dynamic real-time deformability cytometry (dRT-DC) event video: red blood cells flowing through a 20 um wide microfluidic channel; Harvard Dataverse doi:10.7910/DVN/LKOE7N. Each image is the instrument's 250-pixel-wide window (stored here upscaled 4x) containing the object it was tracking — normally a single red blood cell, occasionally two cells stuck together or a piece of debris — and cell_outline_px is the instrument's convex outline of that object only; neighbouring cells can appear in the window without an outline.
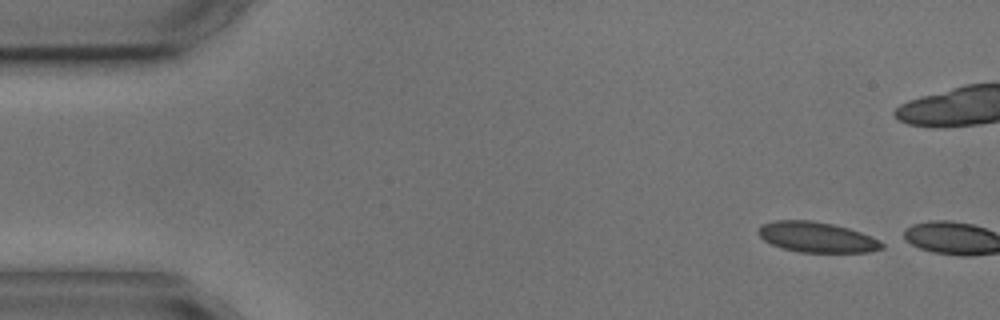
{"species": "common noctule bat (a hibernating species)", "species_latin": "Nyctalus noctula", "temperature_condition": "cold", "stored_images_in_passage": 2, "camera_frame_rate_fps": 3000, "um_per_image_px": 0.085, "animal": {"sex": "male", "body_mass_g": 17.9, "forearm_length_mm": 54.2}, "frame": {"image": 1, "passage_image": 1, "time_ms": 0.0, "image_size_px": [1000, 320], "cell_outline_px": [[884, 248], [868, 252], [800, 252], [784, 248], [772, 244], [764, 240], [756, 232], [760, 224], [776, 220], [812, 220], [832, 224], [848, 228], [860, 232], [884, 244]], "centroid_in_image_um": [69.37, 20.15], "position_along_channel_um": 15.6, "area_um2": 21.68}}